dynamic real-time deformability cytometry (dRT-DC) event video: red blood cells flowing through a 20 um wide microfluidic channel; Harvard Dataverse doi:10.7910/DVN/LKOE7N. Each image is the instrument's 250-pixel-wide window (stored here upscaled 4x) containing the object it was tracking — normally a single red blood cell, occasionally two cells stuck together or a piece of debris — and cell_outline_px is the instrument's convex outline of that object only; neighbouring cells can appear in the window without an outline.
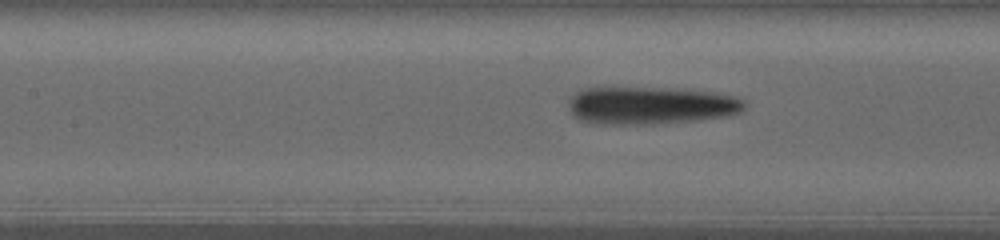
{"species": "human", "species_latin": "Homo sapiens", "temperature_condition": "warm", "stored_images_in_passage": 79, "camera_frame_rate_fps": 3000, "um_per_image_px": 0.085, "donor": {"sex": "female"}, "frame": {"image": 1, "passage_image": 10, "time_ms": 1.333, "image_size_px": [1000, 240], "cell_outline_px": [[744, 108], [740, 112], [724, 116], [696, 120], [652, 124], [596, 124], [580, 120], [572, 116], [568, 108], [568, 104], [572, 96], [576, 92], [588, 88], [656, 88], [704, 92], [732, 96], [744, 100]], "centroid_in_image_um": [55.21, 8.99], "position_along_channel_um": 152.2, "area_um2": 37.97}}
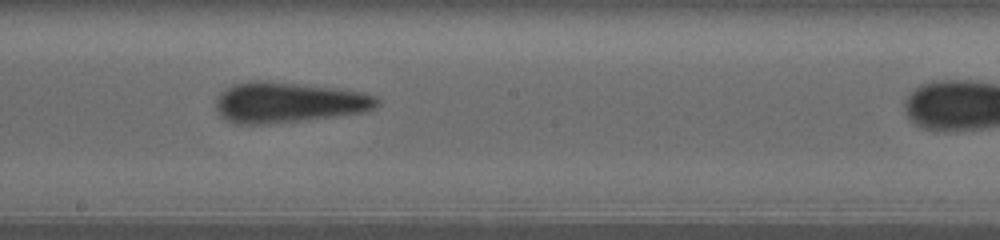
{"frame": {"image": 2, "passage_image": 21, "time_ms": 4.0, "image_size_px": [1000, 240], "cell_outline_px": [[380, 104], [376, 108], [364, 112], [336, 116], [264, 124], [236, 124], [224, 120], [216, 112], [216, 100], [228, 88], [236, 84], [248, 80], [264, 80], [336, 88], [364, 92], [376, 96], [380, 100]], "centroid_in_image_um": [24.53, 8.71], "position_along_channel_um": 223.7, "area_um2": 38.09}}
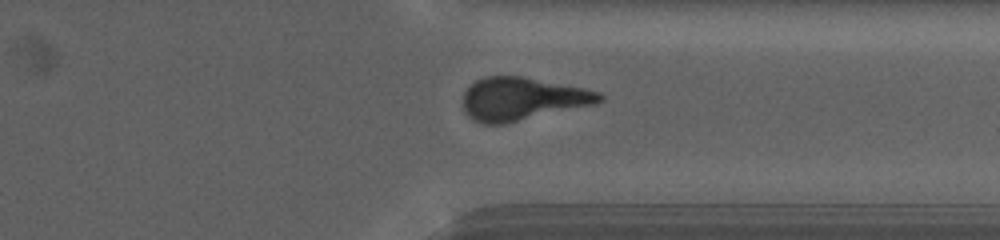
{"frame": {"image": 3, "passage_image": 63, "time_ms": 9.333, "image_size_px": [1000, 240], "cell_outline_px": [[604, 100], [596, 104], [504, 124], [480, 124], [468, 116], [464, 112], [464, 92], [476, 80], [484, 76], [520, 76], [584, 88], [600, 92], [604, 96]], "centroid_in_image_um": [44.4, 8.41], "position_along_channel_um": 367.0, "area_um2": 34.1}}